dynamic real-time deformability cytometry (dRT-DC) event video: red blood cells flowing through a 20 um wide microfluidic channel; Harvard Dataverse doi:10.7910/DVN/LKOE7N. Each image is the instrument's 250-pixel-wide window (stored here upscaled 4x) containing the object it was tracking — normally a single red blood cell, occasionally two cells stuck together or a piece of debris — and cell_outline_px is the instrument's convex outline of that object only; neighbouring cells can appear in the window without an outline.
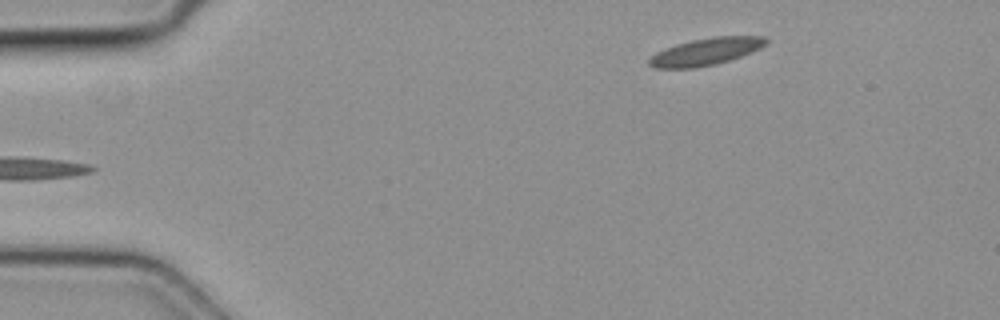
{"species": "common noctule bat (a hibernating species)", "species_latin": "Nyctalus noctula", "temperature_condition": "cold", "stored_images_in_passage": 5, "camera_frame_rate_fps": 3000, "um_per_image_px": 0.085, "animal": {"sex": "female", "body_mass_g": 19.3, "forearm_length_mm": 54.1}, "frame": {"image": 1, "passage_image": 5, "time_ms": 1.333, "image_size_px": [1000, 320], "cell_outline_px": [[768, 44], [760, 48], [740, 56], [716, 64], [696, 68], [656, 68], [648, 64], [648, 60], [656, 52], [676, 44], [692, 40], [716, 36], [768, 36]], "centroid_in_image_um": [60.02, 4.38], "position_along_channel_um": 25.0, "area_um2": 18.44}}